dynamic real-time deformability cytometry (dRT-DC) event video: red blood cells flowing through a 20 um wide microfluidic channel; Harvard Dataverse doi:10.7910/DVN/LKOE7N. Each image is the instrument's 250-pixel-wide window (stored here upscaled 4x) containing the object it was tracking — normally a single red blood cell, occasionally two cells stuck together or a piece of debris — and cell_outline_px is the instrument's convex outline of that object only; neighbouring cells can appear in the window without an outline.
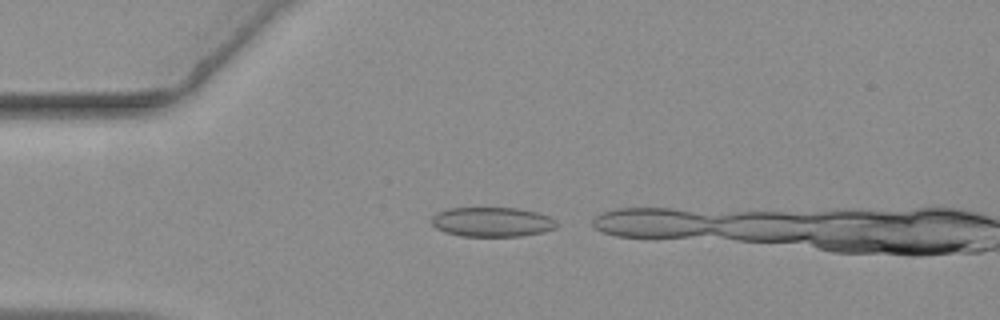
{"species": "common noctule bat (a hibernating species)", "species_latin": "Nyctalus noctula", "temperature_condition": "warm", "stored_images_in_passage": 4, "camera_frame_rate_fps": 3000, "um_per_image_px": 0.085, "animal": {"sex": "female", "body_mass_g": 19.3, "forearm_length_mm": 54.1}, "frame": {"image": 1, "passage_image": 2, "time_ms": 0.333, "image_size_px": [1000, 320], "cell_outline_px": [[556, 228], [544, 232], [520, 236], [460, 236], [444, 232], [436, 228], [432, 224], [432, 216], [436, 212], [448, 208], [516, 208], [536, 212], [548, 216], [556, 220]], "centroid_in_image_um": [41.81, 18.87], "position_along_channel_um": 43.2, "area_um2": 21.62}}